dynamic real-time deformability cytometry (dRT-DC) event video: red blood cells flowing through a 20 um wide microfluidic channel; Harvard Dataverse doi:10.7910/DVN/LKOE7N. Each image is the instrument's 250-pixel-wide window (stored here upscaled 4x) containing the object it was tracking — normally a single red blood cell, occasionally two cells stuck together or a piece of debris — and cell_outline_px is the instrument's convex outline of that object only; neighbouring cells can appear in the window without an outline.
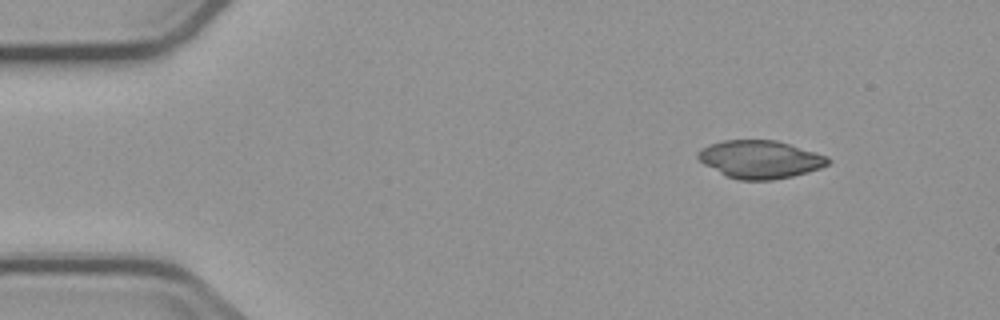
{"species": "common noctule bat (a hibernating species)", "species_latin": "Nyctalus noctula", "temperature_condition": "cold", "stored_images_in_passage": 5, "camera_frame_rate_fps": 3000, "um_per_image_px": 0.085, "animal": {"sex": "male", "body_mass_g": 23.1, "forearm_length_mm": 52.7}, "frame": {"image": 1, "passage_image": 1, "time_ms": 0.0, "image_size_px": [1000, 320], "cell_outline_px": [[832, 160], [828, 164], [820, 168], [808, 172], [792, 176], [772, 180], [736, 180], [724, 176], [704, 164], [696, 156], [696, 152], [700, 148], [708, 144], [724, 140], [776, 140], [828, 156]], "centroid_in_image_um": [64.57, 13.55], "position_along_channel_um": 20.4, "area_um2": 28.96}}